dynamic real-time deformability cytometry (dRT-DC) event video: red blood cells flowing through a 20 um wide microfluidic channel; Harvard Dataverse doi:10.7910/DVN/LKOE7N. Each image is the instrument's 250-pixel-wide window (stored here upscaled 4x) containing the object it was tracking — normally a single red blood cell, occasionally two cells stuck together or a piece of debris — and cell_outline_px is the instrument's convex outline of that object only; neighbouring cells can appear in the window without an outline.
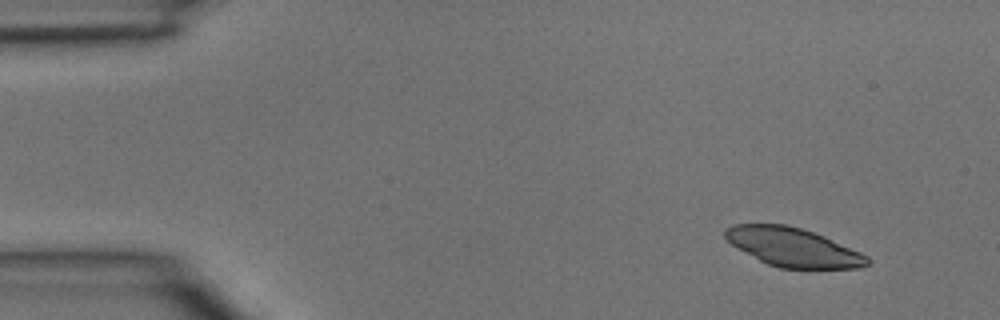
{"species": "common noctule bat (a hibernating species)", "species_latin": "Nyctalus noctula", "temperature_condition": "room temperature", "stored_images_in_passage": 4, "segment_of_instrument_passage": [2, 2], "camera_frame_rate_fps": 3000, "um_per_image_px": 0.085, "animal": {"sex": "male", "body_mass_g": 15.6}, "frame": {"image": 1, "passage_image": 4, "time_ms": 1.0, "image_size_px": [1000, 320], "cell_outline_px": [[872, 264], [860, 268], [780, 268], [768, 264], [736, 248], [724, 236], [724, 228], [732, 224], [784, 224], [800, 228], [824, 236], [860, 252], [868, 256], [872, 260]], "centroid_in_image_um": [67.42, 21.01], "position_along_channel_um": 17.6, "area_um2": 32.02}}